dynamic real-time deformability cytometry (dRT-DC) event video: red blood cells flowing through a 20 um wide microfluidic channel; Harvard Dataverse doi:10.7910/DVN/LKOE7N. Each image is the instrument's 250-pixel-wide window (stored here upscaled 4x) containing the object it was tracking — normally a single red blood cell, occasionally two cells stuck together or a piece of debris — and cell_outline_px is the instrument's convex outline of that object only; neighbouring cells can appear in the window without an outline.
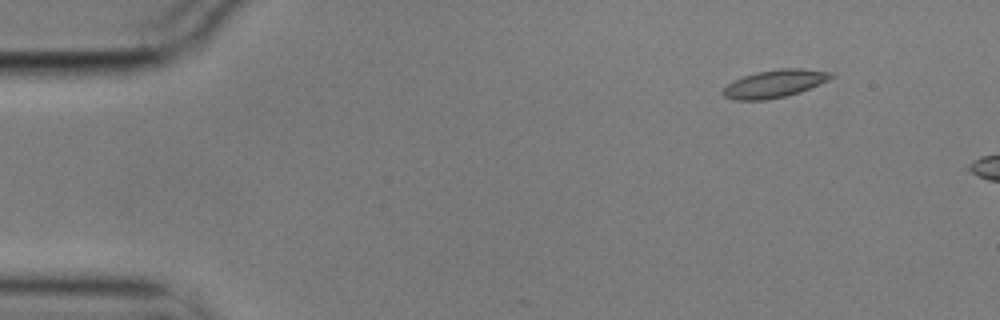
{"species": "common noctule bat (a hibernating species)", "species_latin": "Nyctalus noctula", "temperature_condition": "cold", "stored_images_in_passage": 5, "camera_frame_rate_fps": 3000, "um_per_image_px": 0.085, "animal": {"sex": "male", "body_mass_g": 17.9}, "frame": {"image": 1, "passage_image": 1, "time_ms": 0.0, "image_size_px": [1000, 320], "cell_outline_px": [[832, 76], [828, 80], [820, 84], [800, 92], [784, 96], [764, 100], [732, 100], [724, 96], [720, 92], [728, 84], [744, 76], [756, 72], [780, 68], [800, 68], [832, 72]], "centroid_in_image_um": [65.82, 7.11], "position_along_channel_um": 19.2, "area_um2": 17.34}}